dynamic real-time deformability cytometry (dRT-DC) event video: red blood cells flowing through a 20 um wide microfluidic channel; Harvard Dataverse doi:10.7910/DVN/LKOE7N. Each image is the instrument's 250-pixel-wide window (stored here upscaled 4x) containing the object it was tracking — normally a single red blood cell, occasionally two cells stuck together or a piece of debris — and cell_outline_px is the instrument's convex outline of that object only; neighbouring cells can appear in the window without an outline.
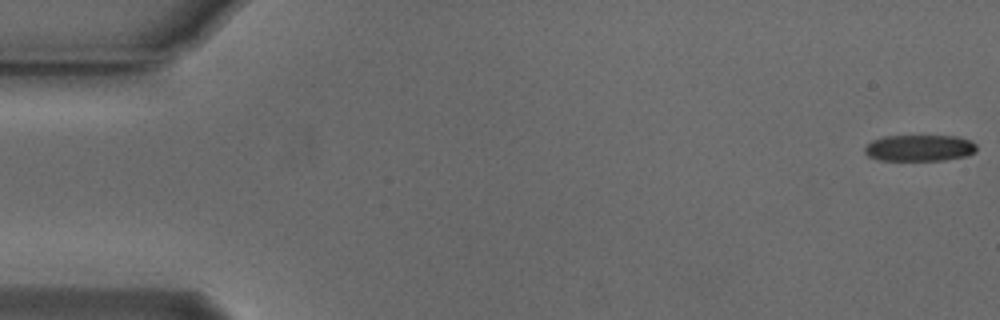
{"species": "Egyptian fruit bat (a non-hibernating species)", "species_latin": "Rousettus aegyptiacus", "temperature_condition": "cold", "stored_images_in_passage": 8, "camera_frame_rate_fps": 3000, "um_per_image_px": 0.085, "animal": {"sex": "male"}, "frame": {"image": 1, "passage_image": 1, "time_ms": 0.0, "image_size_px": [1000, 320], "cell_outline_px": [[976, 152], [964, 156], [944, 160], [880, 160], [868, 156], [864, 152], [864, 148], [872, 140], [884, 136], [956, 136], [972, 140], [976, 144]], "centroid_in_image_um": [78.16, 12.57], "position_along_channel_um": 6.8, "area_um2": 17.22}}